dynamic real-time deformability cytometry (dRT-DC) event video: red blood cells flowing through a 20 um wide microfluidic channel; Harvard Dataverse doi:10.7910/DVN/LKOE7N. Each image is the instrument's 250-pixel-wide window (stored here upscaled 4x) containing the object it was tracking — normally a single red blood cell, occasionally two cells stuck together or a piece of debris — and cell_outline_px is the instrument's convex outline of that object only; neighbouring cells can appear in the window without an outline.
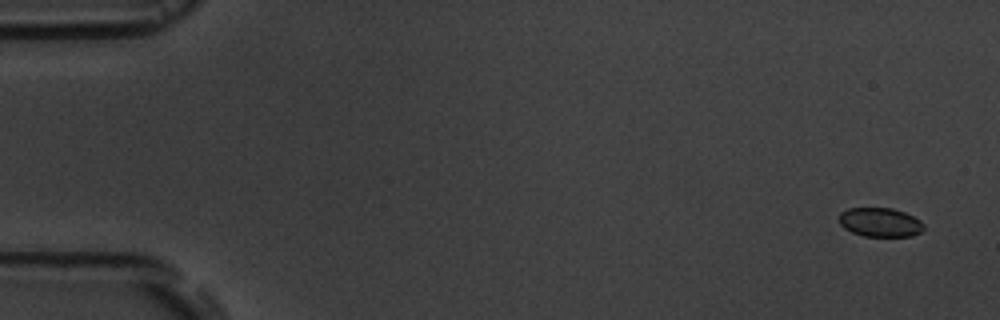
{"species": "common noctule bat (a hibernating species)", "species_latin": "Nyctalus noctula", "temperature_condition": "room temperature", "stored_images_in_passage": 5, "camera_frame_rate_fps": 3000, "um_per_image_px": 0.085, "animal": {"sex": "male", "body_mass_g": 19.5, "forearm_length_mm": 54.6}, "frame": {"image": 1, "passage_image": 1, "time_ms": 0.0, "image_size_px": [1000, 320], "cell_outline_px": [[924, 228], [920, 232], [912, 236], [864, 236], [852, 232], [844, 228], [840, 224], [840, 212], [848, 208], [892, 208], [904, 212], [920, 220], [924, 224]], "centroid_in_image_um": [74.81, 18.89], "position_along_channel_um": 10.2, "area_um2": 14.28}}